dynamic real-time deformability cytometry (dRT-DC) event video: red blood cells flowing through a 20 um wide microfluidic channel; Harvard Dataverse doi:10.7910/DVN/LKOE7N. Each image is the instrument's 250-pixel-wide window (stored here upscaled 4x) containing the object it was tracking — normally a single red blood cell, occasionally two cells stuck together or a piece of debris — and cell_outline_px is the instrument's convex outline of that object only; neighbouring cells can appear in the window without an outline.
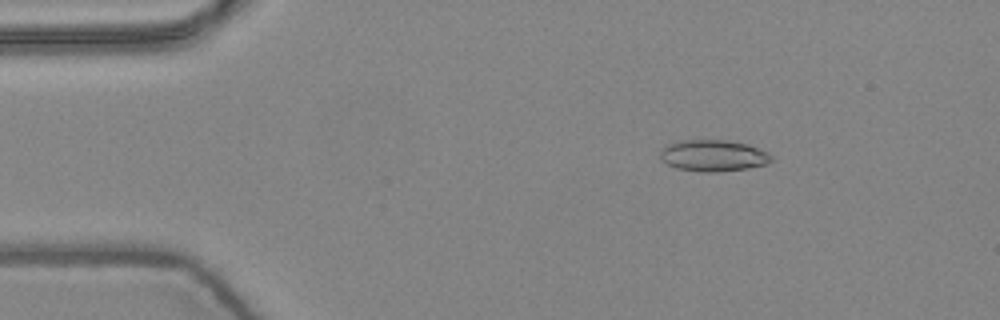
{"species": "common noctule bat (a hibernating species)", "species_latin": "Nyctalus noctula", "temperature_condition": "warm", "stored_images_in_passage": 8, "camera_frame_rate_fps": 3000, "um_per_image_px": 0.085, "animal": {"sex": "female", "body_mass_g": 24.6, "forearm_length_mm": 56.2}, "frame": {"image": 1, "passage_image": 3, "time_ms": 0.667, "image_size_px": [1000, 320], "cell_outline_px": [[772, 160], [768, 164], [748, 168], [716, 172], [700, 172], [676, 168], [660, 160], [660, 152], [664, 144], [680, 140], [728, 140], [748, 144], [768, 152], [772, 156]], "centroid_in_image_um": [60.6, 13.22], "position_along_channel_um": 24.4, "area_um2": 20.69}}
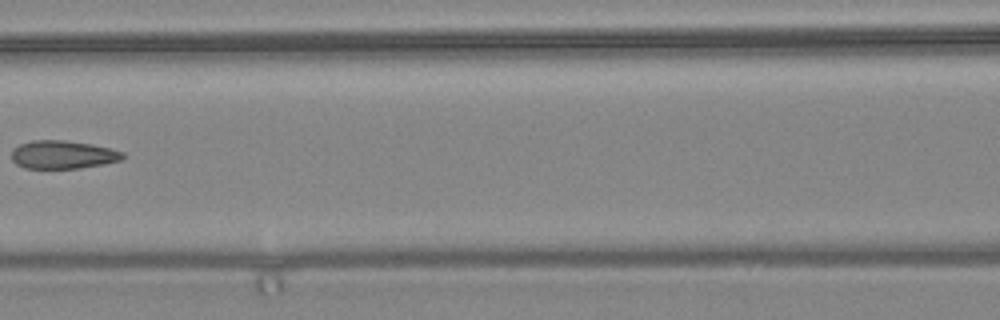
{"frame": {"image": 2, "passage_image": 7, "time_ms": 2.0, "image_size_px": [1000, 320], "cell_outline_px": [[124, 156], [120, 160], [104, 164], [80, 168], [24, 168], [16, 164], [12, 160], [12, 148], [20, 144], [32, 140], [64, 140], [92, 144], [112, 148], [124, 152]], "centroid_in_image_um": [5.34, 13.14], "position_along_channel_um": 161.3, "area_um2": 18.38}}
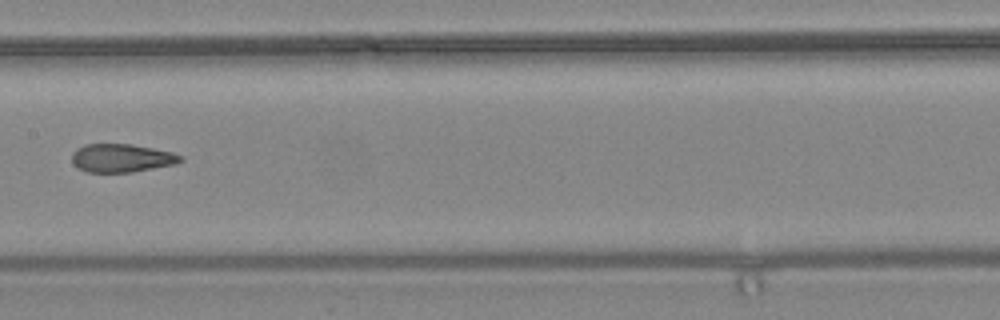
{"frame": {"image": 3, "passage_image": 8, "time_ms": 2.333, "image_size_px": [1000, 320], "cell_outline_px": [[184, 160], [176, 164], [132, 172], [88, 172], [72, 164], [72, 152], [76, 148], [84, 144], [132, 144], [172, 152], [184, 156]], "centroid_in_image_um": [10.35, 13.43], "position_along_channel_um": 197.1, "area_um2": 18.03}}